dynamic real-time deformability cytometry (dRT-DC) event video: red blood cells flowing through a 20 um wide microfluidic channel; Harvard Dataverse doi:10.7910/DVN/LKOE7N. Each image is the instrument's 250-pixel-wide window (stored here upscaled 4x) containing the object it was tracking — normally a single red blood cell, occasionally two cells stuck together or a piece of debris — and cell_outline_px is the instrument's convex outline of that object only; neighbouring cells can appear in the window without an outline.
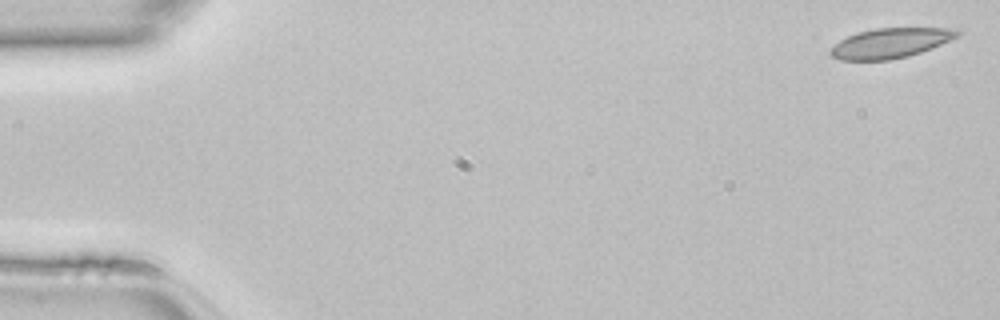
{"species": "common noctule bat (a hibernating species)", "species_latin": "Nyctalus noctula", "temperature_condition": "room temperature", "stored_images_in_passage": 47, "camera_frame_rate_fps": 3000, "um_per_image_px": 0.085, "animal": {"sex": "female", "body_mass_g": 22.7, "forearm_length_mm": 54.2}, "frame": {"image": 1, "passage_image": 1, "time_ms": 0.0, "image_size_px": [1000, 320], "cell_outline_px": [[964, 32], [960, 36], [920, 52], [908, 56], [888, 60], [840, 60], [832, 56], [828, 52], [828, 48], [840, 40], [848, 36], [860, 32], [876, 28], [960, 28]], "centroid_in_image_um": [75.7, 3.65], "position_along_channel_um": 9.3, "area_um2": 22.2}}
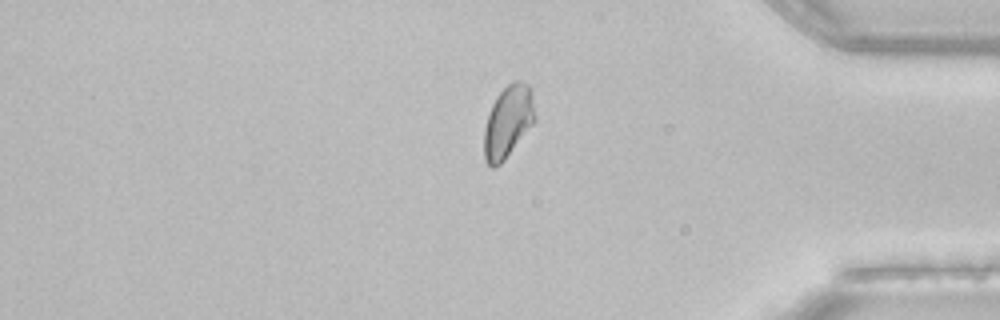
{"frame": {"image": 2, "passage_image": 39, "time_ms": 12.667, "image_size_px": [1000, 320], "cell_outline_px": [[536, 120], [504, 160], [500, 164], [492, 168], [484, 160], [484, 128], [488, 112], [496, 96], [512, 80], [520, 80], [528, 84], [532, 92]], "centroid_in_image_um": [43.17, 10.31], "position_along_channel_um": 392.0, "area_um2": 21.5}}
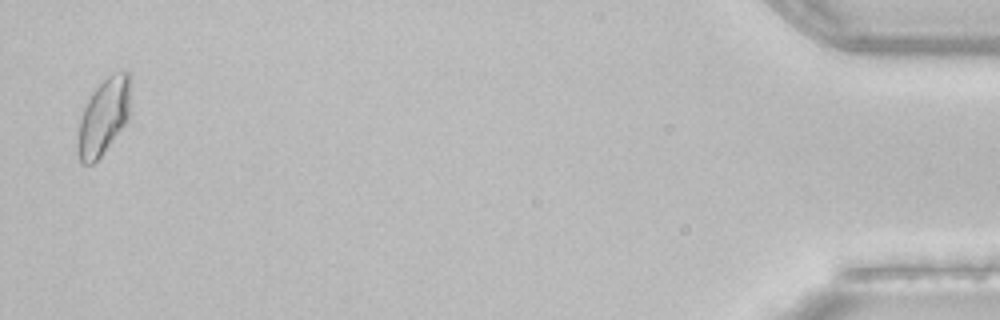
{"frame": {"image": 3, "passage_image": 46, "time_ms": 15.0, "image_size_px": [1000, 320], "cell_outline_px": [[132, 80], [128, 120], [104, 152], [92, 164], [80, 164], [76, 152], [76, 140], [80, 120], [84, 108], [88, 100], [96, 88], [112, 72], [124, 68], [128, 72]], "centroid_in_image_um": [8.82, 9.89], "position_along_channel_um": 426.4, "area_um2": 23.93}}